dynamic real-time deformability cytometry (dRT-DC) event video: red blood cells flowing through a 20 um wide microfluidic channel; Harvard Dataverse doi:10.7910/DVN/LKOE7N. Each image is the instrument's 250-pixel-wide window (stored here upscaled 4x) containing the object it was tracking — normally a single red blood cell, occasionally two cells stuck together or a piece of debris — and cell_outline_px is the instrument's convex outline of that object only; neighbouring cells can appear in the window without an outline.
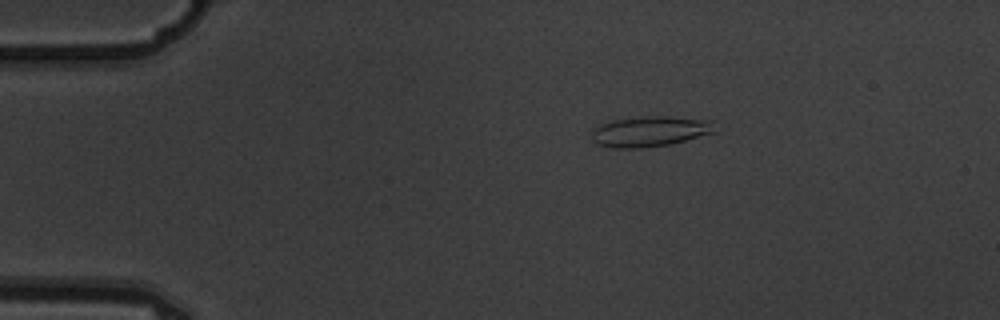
{"species": "common noctule bat (a hibernating species)", "species_latin": "Nyctalus noctula", "temperature_condition": "warm", "stored_images_in_passage": 7, "camera_frame_rate_fps": 3000, "um_per_image_px": 0.085, "animal": {"sex": "male", "body_mass_g": 19.5, "forearm_length_mm": 54.6}, "frame": {"image": 1, "passage_image": 2, "time_ms": 0.333, "image_size_px": [1000, 320], "cell_outline_px": [[716, 132], [668, 144], [640, 148], [616, 148], [596, 144], [592, 140], [592, 132], [600, 124], [612, 120], [652, 116], [664, 116], [712, 120]], "centroid_in_image_um": [55.24, 11.17], "position_along_channel_um": 29.8, "area_um2": 21.56}}
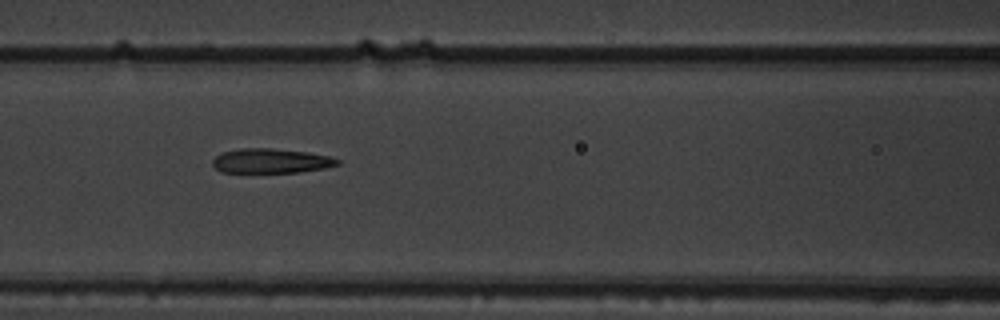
{"frame": {"image": 2, "passage_image": 6, "time_ms": 1.667, "image_size_px": [1000, 320], "cell_outline_px": [[340, 164], [324, 168], [300, 172], [220, 172], [212, 164], [212, 160], [216, 156], [224, 152], [240, 148], [272, 148], [308, 152], [332, 156], [340, 160]], "centroid_in_image_um": [23.07, 13.67], "position_along_channel_um": 143.5, "area_um2": 17.92}}
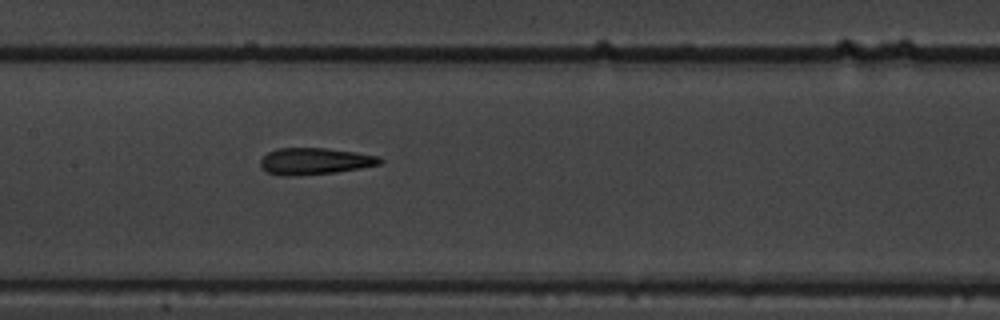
{"frame": {"image": 3, "passage_image": 7, "time_ms": 2.0, "image_size_px": [1000, 320], "cell_outline_px": [[384, 160], [380, 164], [360, 168], [336, 172], [292, 176], [280, 176], [264, 172], [260, 168], [260, 160], [268, 152], [276, 148], [324, 148], [356, 152], [376, 156]], "centroid_in_image_um": [26.68, 13.71], "position_along_channel_um": 180.7, "area_um2": 18.67}}